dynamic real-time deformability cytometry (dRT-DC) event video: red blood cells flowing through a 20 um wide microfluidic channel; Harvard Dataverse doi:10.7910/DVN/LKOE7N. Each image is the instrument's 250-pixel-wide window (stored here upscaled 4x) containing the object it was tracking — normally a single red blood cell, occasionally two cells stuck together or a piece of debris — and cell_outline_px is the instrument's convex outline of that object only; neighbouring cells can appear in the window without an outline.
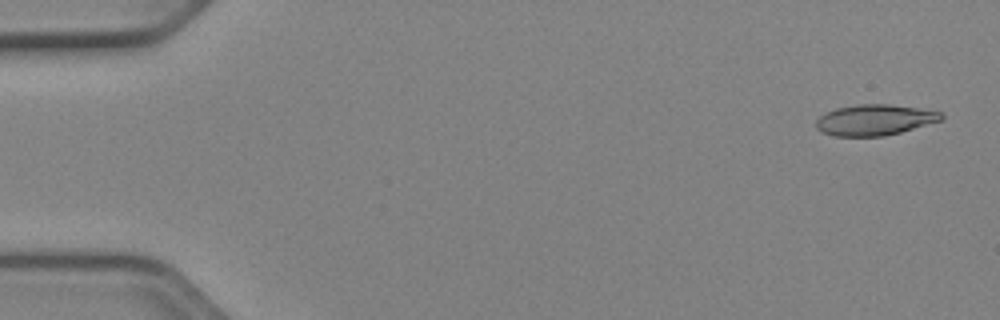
{"species": "Egyptian fruit bat (a non-hibernating species)", "species_latin": "Rousettus aegyptiacus", "temperature_condition": "cold", "stored_images_in_passage": 51, "camera_frame_rate_fps": 3000, "um_per_image_px": 0.085, "animal": {"sex": "female"}, "frame": {"image": 1, "passage_image": 2, "time_ms": 0.333, "image_size_px": [1000, 320], "cell_outline_px": [[944, 116], [940, 120], [900, 132], [884, 136], [836, 136], [824, 132], [816, 128], [816, 120], [820, 116], [836, 108], [860, 104], [888, 104], [916, 108], [940, 112]], "centroid_in_image_um": [74.31, 10.19], "position_along_channel_um": 10.7, "area_um2": 22.02}}
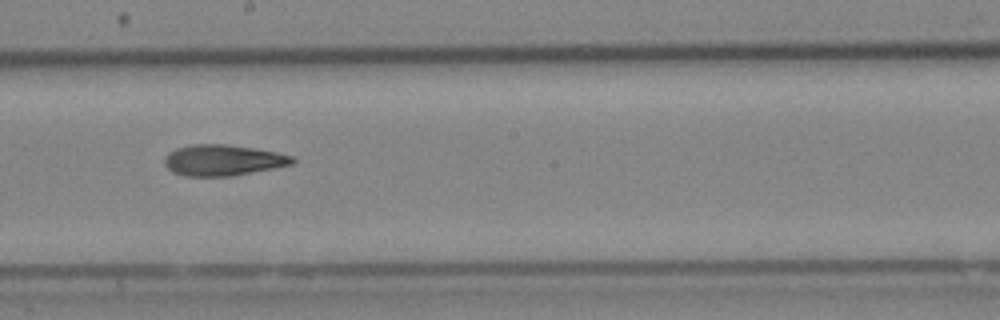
{"frame": {"image": 2, "passage_image": 29, "time_ms": 9.333, "image_size_px": [1000, 320], "cell_outline_px": [[296, 160], [292, 164], [232, 176], [184, 176], [172, 172], [164, 164], [164, 156], [168, 152], [176, 148], [192, 144], [224, 144], [252, 148], [276, 152], [292, 156]], "centroid_in_image_um": [18.89, 13.61], "position_along_channel_um": 229.3, "area_um2": 23.0}}
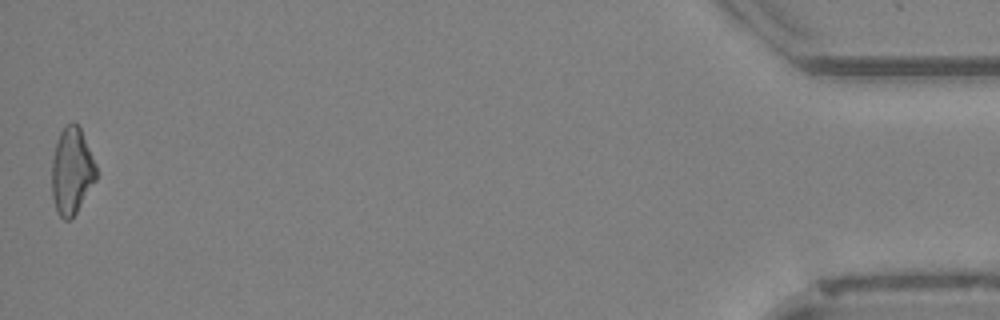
{"frame": {"image": 3, "passage_image": 51, "time_ms": 16.667, "image_size_px": [1000, 320], "cell_outline_px": [[96, 180], [76, 212], [68, 220], [64, 220], [60, 216], [56, 208], [52, 196], [52, 160], [56, 140], [60, 132], [72, 120], [80, 128], [96, 164]], "centroid_in_image_um": [6.09, 14.52], "position_along_channel_um": 429.1, "area_um2": 22.2}, "authors_computed_cell_mechanics": {"area_um2": 22.9466, "velocity_mm_per_s": 3.9781, "shape_relaxation_time_tau1_ms": 6.2243, "shape_relaxation_time_tau2_ms": 4.81, "deformation_change_tau1": 0.179, "deformation_change_tau2": 0.1431}}